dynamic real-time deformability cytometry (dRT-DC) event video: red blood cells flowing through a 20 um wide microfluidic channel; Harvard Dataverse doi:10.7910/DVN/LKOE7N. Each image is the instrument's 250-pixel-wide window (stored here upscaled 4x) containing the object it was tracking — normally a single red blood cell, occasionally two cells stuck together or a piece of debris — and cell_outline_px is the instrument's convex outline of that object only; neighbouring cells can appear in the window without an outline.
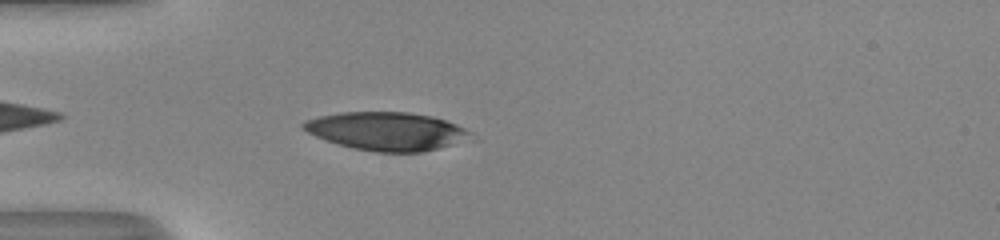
{"species": "human", "species_latin": "Homo sapiens", "temperature_condition": "room temperature", "stored_images_in_passage": 31, "camera_frame_rate_fps": 3000, "um_per_image_px": 0.085, "donor": {"sex": "male"}, "frame": {"image": 1, "passage_image": 3, "time_ms": 0.667, "image_size_px": [1000, 240], "cell_outline_px": [[472, 132], [448, 144], [436, 148], [420, 152], [376, 152], [352, 148], [316, 136], [300, 128], [300, 124], [304, 120], [320, 116], [340, 112], [408, 112], [432, 116], [456, 124]], "centroid_in_image_um": [32.72, 11.13], "position_along_channel_um": 52.3, "area_um2": 36.41}}
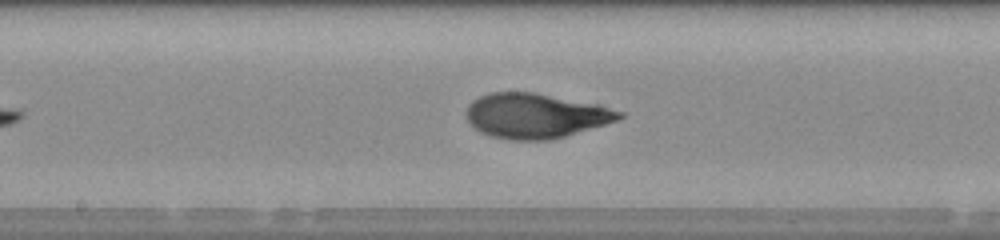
{"frame": {"image": 2, "passage_image": 15, "time_ms": 4.667, "image_size_px": [1000, 240], "cell_outline_px": [[624, 116], [620, 120], [564, 136], [548, 140], [512, 140], [492, 136], [480, 132], [468, 120], [468, 104], [472, 100], [480, 96], [492, 92], [532, 92], [608, 108], [624, 112]], "centroid_in_image_um": [45.49, 9.85], "position_along_channel_um": 202.7, "area_um2": 39.07}}
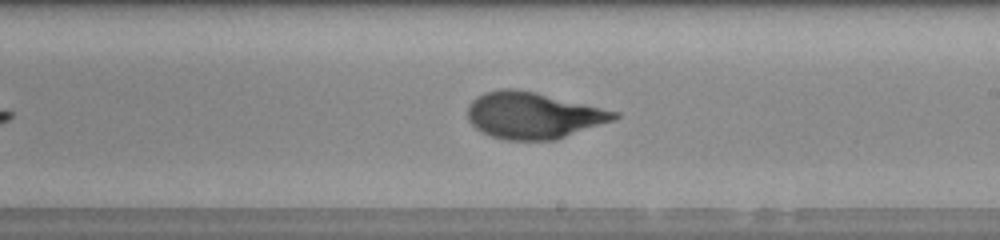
{"frame": {"image": 3, "passage_image": 18, "time_ms": 5.667, "image_size_px": [1000, 240], "cell_outline_px": [[620, 116], [612, 120], [556, 140], [504, 140], [480, 132], [468, 120], [468, 104], [476, 96], [484, 92], [500, 88], [516, 88], [620, 112]], "centroid_in_image_um": [45.27, 9.81], "position_along_channel_um": 243.7, "area_um2": 39.59}, "authors_computed_cell_mechanics": {"area_um2": 39.1306, "velocity_mm_per_s": 4.1197, "shape_relaxation_time_tau1_ms": 4.0143, "shape_relaxation_time_tau2_ms": 0.8865, "deformation_change_tau1": 0.208, "deformation_change_tau2": 0.0648}}